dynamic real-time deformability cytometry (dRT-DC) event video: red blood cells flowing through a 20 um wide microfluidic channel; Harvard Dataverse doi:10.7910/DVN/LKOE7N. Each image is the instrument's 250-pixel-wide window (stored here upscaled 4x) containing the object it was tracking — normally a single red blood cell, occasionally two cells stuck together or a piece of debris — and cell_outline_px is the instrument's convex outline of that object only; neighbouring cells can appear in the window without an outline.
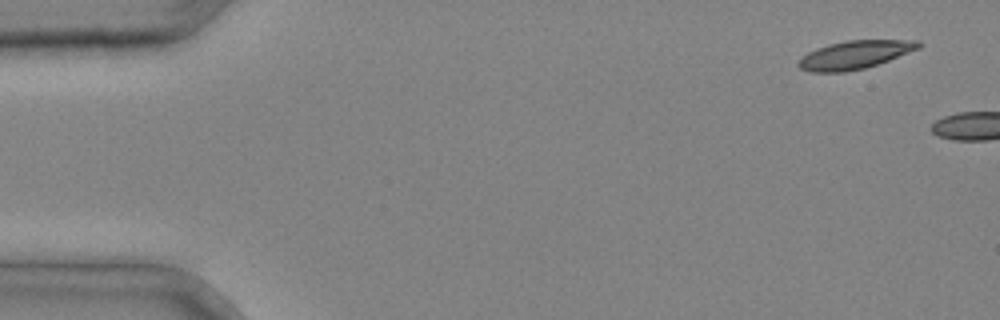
{"species": "common noctule bat (a hibernating species)", "species_latin": "Nyctalus noctula", "temperature_condition": "cold", "stored_images_in_passage": 5, "camera_frame_rate_fps": 3000, "um_per_image_px": 0.085, "animal": {"sex": "male", "body_mass_g": 20.4}, "frame": {"image": 1, "passage_image": 1, "time_ms": 0.0, "image_size_px": [1000, 320], "cell_outline_px": [[924, 44], [920, 48], [888, 60], [864, 68], [844, 72], [808, 72], [800, 68], [796, 64], [808, 52], [816, 48], [828, 44], [848, 40], [920, 40]], "centroid_in_image_um": [72.67, 4.65], "position_along_channel_um": 12.3, "area_um2": 19.71}}